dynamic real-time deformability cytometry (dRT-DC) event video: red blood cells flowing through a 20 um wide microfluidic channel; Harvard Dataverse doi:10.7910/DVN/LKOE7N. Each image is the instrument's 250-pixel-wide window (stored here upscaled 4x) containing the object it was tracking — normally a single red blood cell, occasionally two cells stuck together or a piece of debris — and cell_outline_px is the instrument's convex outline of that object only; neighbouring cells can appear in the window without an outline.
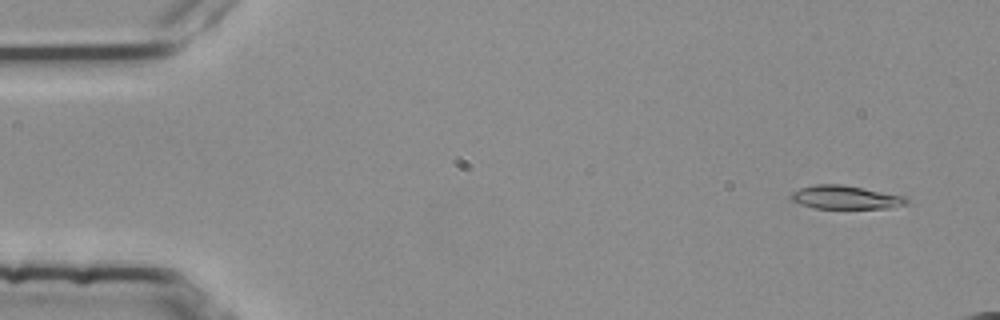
{"species": "common noctule bat (a hibernating species)", "species_latin": "Nyctalus noctula", "temperature_condition": "room temperature", "stored_images_in_passage": 13, "camera_frame_rate_fps": 3000, "um_per_image_px": 0.085, "animal": {"sex": "female", "body_mass_g": 25.1}, "frame": {"image": 1, "passage_image": 4, "time_ms": 1.0, "image_size_px": [1000, 320], "cell_outline_px": [[908, 204], [888, 208], [812, 208], [788, 200], [792, 192], [800, 188], [816, 184], [844, 184], [908, 196]], "centroid_in_image_um": [71.88, 16.77], "position_along_channel_um": 13.1, "area_um2": 16.13}}